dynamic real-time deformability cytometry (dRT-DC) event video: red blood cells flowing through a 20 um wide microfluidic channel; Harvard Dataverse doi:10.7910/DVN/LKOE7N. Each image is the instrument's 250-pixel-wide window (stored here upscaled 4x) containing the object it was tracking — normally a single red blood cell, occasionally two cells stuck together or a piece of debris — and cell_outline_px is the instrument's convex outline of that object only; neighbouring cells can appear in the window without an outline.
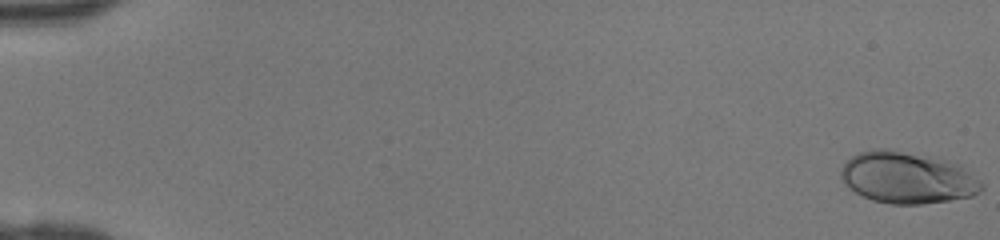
{"species": "human", "species_latin": "Homo sapiens", "temperature_condition": "room temperature", "stored_images_in_passage": 17, "camera_frame_rate_fps": 3000, "um_per_image_px": 0.085, "donor": {"sex": "female"}, "frame": {"image": 1, "passage_image": 1, "time_ms": 0.0, "image_size_px": [1000, 240], "cell_outline_px": [[984, 188], [980, 192], [972, 196], [948, 200], [920, 204], [892, 204], [872, 200], [856, 192], [840, 176], [840, 168], [852, 156], [860, 152], [876, 148], [892, 148], [944, 160], [960, 164], [980, 180], [984, 184]], "centroid_in_image_um": [77.15, 15.09], "position_along_channel_um": 7.8, "area_um2": 42.19}}
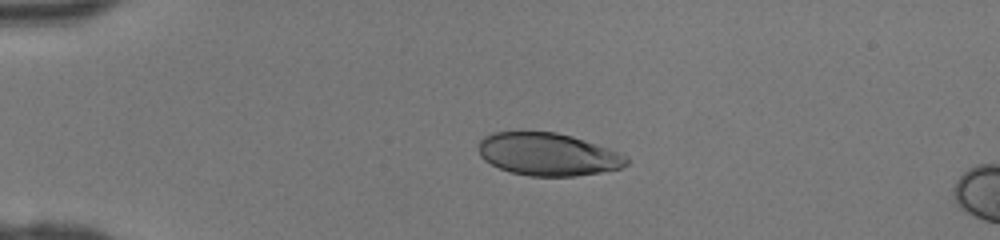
{"frame": {"image": 2, "passage_image": 12, "time_ms": 3.667, "image_size_px": [1000, 240], "cell_outline_px": [[628, 164], [620, 168], [600, 172], [576, 176], [528, 176], [512, 172], [500, 168], [484, 160], [480, 156], [476, 148], [480, 140], [484, 136], [492, 132], [556, 132], [572, 136], [620, 152], [628, 156]], "centroid_in_image_um": [46.56, 13.11], "position_along_channel_um": 38.4, "area_um2": 36.88}}